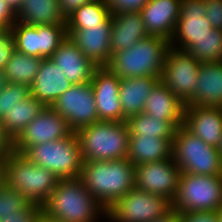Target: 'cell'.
Instances as JSON below:
<instances>
[{"label":"cell","mask_w":222,"mask_h":222,"mask_svg":"<svg viewBox=\"0 0 222 222\" xmlns=\"http://www.w3.org/2000/svg\"><path fill=\"white\" fill-rule=\"evenodd\" d=\"M91 1L93 0H58V4L62 15L67 18L76 9Z\"/></svg>","instance_id":"41"},{"label":"cell","mask_w":222,"mask_h":222,"mask_svg":"<svg viewBox=\"0 0 222 222\" xmlns=\"http://www.w3.org/2000/svg\"><path fill=\"white\" fill-rule=\"evenodd\" d=\"M130 135L155 136L156 138L174 139L177 126L167 120L154 118L145 112L126 119Z\"/></svg>","instance_id":"31"},{"label":"cell","mask_w":222,"mask_h":222,"mask_svg":"<svg viewBox=\"0 0 222 222\" xmlns=\"http://www.w3.org/2000/svg\"><path fill=\"white\" fill-rule=\"evenodd\" d=\"M35 222H61V221L49 217L45 212L42 211Z\"/></svg>","instance_id":"46"},{"label":"cell","mask_w":222,"mask_h":222,"mask_svg":"<svg viewBox=\"0 0 222 222\" xmlns=\"http://www.w3.org/2000/svg\"><path fill=\"white\" fill-rule=\"evenodd\" d=\"M152 222H180L179 213L175 210H172L165 217H162L160 219H155Z\"/></svg>","instance_id":"43"},{"label":"cell","mask_w":222,"mask_h":222,"mask_svg":"<svg viewBox=\"0 0 222 222\" xmlns=\"http://www.w3.org/2000/svg\"><path fill=\"white\" fill-rule=\"evenodd\" d=\"M127 158L135 166L173 158V139L130 135Z\"/></svg>","instance_id":"25"},{"label":"cell","mask_w":222,"mask_h":222,"mask_svg":"<svg viewBox=\"0 0 222 222\" xmlns=\"http://www.w3.org/2000/svg\"><path fill=\"white\" fill-rule=\"evenodd\" d=\"M30 95V87L22 84L6 82L0 91V120Z\"/></svg>","instance_id":"33"},{"label":"cell","mask_w":222,"mask_h":222,"mask_svg":"<svg viewBox=\"0 0 222 222\" xmlns=\"http://www.w3.org/2000/svg\"><path fill=\"white\" fill-rule=\"evenodd\" d=\"M80 178L107 210L135 187V165L128 159L83 161Z\"/></svg>","instance_id":"1"},{"label":"cell","mask_w":222,"mask_h":222,"mask_svg":"<svg viewBox=\"0 0 222 222\" xmlns=\"http://www.w3.org/2000/svg\"><path fill=\"white\" fill-rule=\"evenodd\" d=\"M51 107L66 119L73 132L99 122L91 82L72 85Z\"/></svg>","instance_id":"11"},{"label":"cell","mask_w":222,"mask_h":222,"mask_svg":"<svg viewBox=\"0 0 222 222\" xmlns=\"http://www.w3.org/2000/svg\"><path fill=\"white\" fill-rule=\"evenodd\" d=\"M196 90L185 106L222 108V61L201 62Z\"/></svg>","instance_id":"21"},{"label":"cell","mask_w":222,"mask_h":222,"mask_svg":"<svg viewBox=\"0 0 222 222\" xmlns=\"http://www.w3.org/2000/svg\"><path fill=\"white\" fill-rule=\"evenodd\" d=\"M15 50L14 38L10 29L0 32V69L4 70Z\"/></svg>","instance_id":"37"},{"label":"cell","mask_w":222,"mask_h":222,"mask_svg":"<svg viewBox=\"0 0 222 222\" xmlns=\"http://www.w3.org/2000/svg\"><path fill=\"white\" fill-rule=\"evenodd\" d=\"M16 21L31 25L66 24L58 0H23Z\"/></svg>","instance_id":"27"},{"label":"cell","mask_w":222,"mask_h":222,"mask_svg":"<svg viewBox=\"0 0 222 222\" xmlns=\"http://www.w3.org/2000/svg\"><path fill=\"white\" fill-rule=\"evenodd\" d=\"M21 154L28 161L51 171L59 179L81 175L83 158L75 132L55 141L29 146Z\"/></svg>","instance_id":"6"},{"label":"cell","mask_w":222,"mask_h":222,"mask_svg":"<svg viewBox=\"0 0 222 222\" xmlns=\"http://www.w3.org/2000/svg\"><path fill=\"white\" fill-rule=\"evenodd\" d=\"M180 222H218L216 211L179 213Z\"/></svg>","instance_id":"39"},{"label":"cell","mask_w":222,"mask_h":222,"mask_svg":"<svg viewBox=\"0 0 222 222\" xmlns=\"http://www.w3.org/2000/svg\"><path fill=\"white\" fill-rule=\"evenodd\" d=\"M159 81L160 77L152 76L121 79L119 97L126 119L143 112L146 98Z\"/></svg>","instance_id":"26"},{"label":"cell","mask_w":222,"mask_h":222,"mask_svg":"<svg viewBox=\"0 0 222 222\" xmlns=\"http://www.w3.org/2000/svg\"><path fill=\"white\" fill-rule=\"evenodd\" d=\"M149 0H105L112 15L124 12H140Z\"/></svg>","instance_id":"35"},{"label":"cell","mask_w":222,"mask_h":222,"mask_svg":"<svg viewBox=\"0 0 222 222\" xmlns=\"http://www.w3.org/2000/svg\"><path fill=\"white\" fill-rule=\"evenodd\" d=\"M87 26H112V14L105 0L84 4L66 18V29H87Z\"/></svg>","instance_id":"29"},{"label":"cell","mask_w":222,"mask_h":222,"mask_svg":"<svg viewBox=\"0 0 222 222\" xmlns=\"http://www.w3.org/2000/svg\"><path fill=\"white\" fill-rule=\"evenodd\" d=\"M43 212L61 222H99V217L106 218V209L86 190L80 177L60 179Z\"/></svg>","instance_id":"2"},{"label":"cell","mask_w":222,"mask_h":222,"mask_svg":"<svg viewBox=\"0 0 222 222\" xmlns=\"http://www.w3.org/2000/svg\"><path fill=\"white\" fill-rule=\"evenodd\" d=\"M83 161L126 159L129 129L126 121H99L75 132Z\"/></svg>","instance_id":"4"},{"label":"cell","mask_w":222,"mask_h":222,"mask_svg":"<svg viewBox=\"0 0 222 222\" xmlns=\"http://www.w3.org/2000/svg\"><path fill=\"white\" fill-rule=\"evenodd\" d=\"M31 202L21 193L4 185L0 188V219L27 208Z\"/></svg>","instance_id":"34"},{"label":"cell","mask_w":222,"mask_h":222,"mask_svg":"<svg viewBox=\"0 0 222 222\" xmlns=\"http://www.w3.org/2000/svg\"><path fill=\"white\" fill-rule=\"evenodd\" d=\"M15 22L16 14L4 0H0V27L2 29H10Z\"/></svg>","instance_id":"40"},{"label":"cell","mask_w":222,"mask_h":222,"mask_svg":"<svg viewBox=\"0 0 222 222\" xmlns=\"http://www.w3.org/2000/svg\"><path fill=\"white\" fill-rule=\"evenodd\" d=\"M204 0H182L180 15L170 40V47L187 51L199 39L209 34L213 28L206 19Z\"/></svg>","instance_id":"15"},{"label":"cell","mask_w":222,"mask_h":222,"mask_svg":"<svg viewBox=\"0 0 222 222\" xmlns=\"http://www.w3.org/2000/svg\"><path fill=\"white\" fill-rule=\"evenodd\" d=\"M200 64L187 51L170 47L160 80L185 104L195 93Z\"/></svg>","instance_id":"12"},{"label":"cell","mask_w":222,"mask_h":222,"mask_svg":"<svg viewBox=\"0 0 222 222\" xmlns=\"http://www.w3.org/2000/svg\"><path fill=\"white\" fill-rule=\"evenodd\" d=\"M182 0H149L141 9L148 35L171 40L180 15Z\"/></svg>","instance_id":"19"},{"label":"cell","mask_w":222,"mask_h":222,"mask_svg":"<svg viewBox=\"0 0 222 222\" xmlns=\"http://www.w3.org/2000/svg\"><path fill=\"white\" fill-rule=\"evenodd\" d=\"M217 219H218V222H222V207H220L217 211Z\"/></svg>","instance_id":"48"},{"label":"cell","mask_w":222,"mask_h":222,"mask_svg":"<svg viewBox=\"0 0 222 222\" xmlns=\"http://www.w3.org/2000/svg\"><path fill=\"white\" fill-rule=\"evenodd\" d=\"M10 30L16 51L40 58H50L68 37L66 24L31 25L16 21Z\"/></svg>","instance_id":"10"},{"label":"cell","mask_w":222,"mask_h":222,"mask_svg":"<svg viewBox=\"0 0 222 222\" xmlns=\"http://www.w3.org/2000/svg\"><path fill=\"white\" fill-rule=\"evenodd\" d=\"M184 110L185 104L160 80L146 98L143 112L180 127L184 122Z\"/></svg>","instance_id":"23"},{"label":"cell","mask_w":222,"mask_h":222,"mask_svg":"<svg viewBox=\"0 0 222 222\" xmlns=\"http://www.w3.org/2000/svg\"><path fill=\"white\" fill-rule=\"evenodd\" d=\"M173 159L181 173L222 176V157L217 147L206 144L183 125L173 139Z\"/></svg>","instance_id":"7"},{"label":"cell","mask_w":222,"mask_h":222,"mask_svg":"<svg viewBox=\"0 0 222 222\" xmlns=\"http://www.w3.org/2000/svg\"><path fill=\"white\" fill-rule=\"evenodd\" d=\"M199 62L222 61V30L213 29L209 34L199 39L188 50Z\"/></svg>","instance_id":"32"},{"label":"cell","mask_w":222,"mask_h":222,"mask_svg":"<svg viewBox=\"0 0 222 222\" xmlns=\"http://www.w3.org/2000/svg\"><path fill=\"white\" fill-rule=\"evenodd\" d=\"M222 207V176L181 173L172 209L178 213L217 211Z\"/></svg>","instance_id":"8"},{"label":"cell","mask_w":222,"mask_h":222,"mask_svg":"<svg viewBox=\"0 0 222 222\" xmlns=\"http://www.w3.org/2000/svg\"><path fill=\"white\" fill-rule=\"evenodd\" d=\"M42 59L14 50L3 70L6 82L30 87L40 69Z\"/></svg>","instance_id":"30"},{"label":"cell","mask_w":222,"mask_h":222,"mask_svg":"<svg viewBox=\"0 0 222 222\" xmlns=\"http://www.w3.org/2000/svg\"><path fill=\"white\" fill-rule=\"evenodd\" d=\"M42 211L43 206L31 203L27 208L21 209L16 214L6 215L0 219V222H35Z\"/></svg>","instance_id":"36"},{"label":"cell","mask_w":222,"mask_h":222,"mask_svg":"<svg viewBox=\"0 0 222 222\" xmlns=\"http://www.w3.org/2000/svg\"><path fill=\"white\" fill-rule=\"evenodd\" d=\"M183 126L206 144L218 148L222 139V108L185 106Z\"/></svg>","instance_id":"18"},{"label":"cell","mask_w":222,"mask_h":222,"mask_svg":"<svg viewBox=\"0 0 222 222\" xmlns=\"http://www.w3.org/2000/svg\"><path fill=\"white\" fill-rule=\"evenodd\" d=\"M181 169L173 158L135 166V187L150 194L174 199Z\"/></svg>","instance_id":"13"},{"label":"cell","mask_w":222,"mask_h":222,"mask_svg":"<svg viewBox=\"0 0 222 222\" xmlns=\"http://www.w3.org/2000/svg\"><path fill=\"white\" fill-rule=\"evenodd\" d=\"M148 36L140 12H124L112 15L111 55L127 50L137 41Z\"/></svg>","instance_id":"24"},{"label":"cell","mask_w":222,"mask_h":222,"mask_svg":"<svg viewBox=\"0 0 222 222\" xmlns=\"http://www.w3.org/2000/svg\"><path fill=\"white\" fill-rule=\"evenodd\" d=\"M73 131L52 107H45L13 141V151L21 154L27 147L68 137Z\"/></svg>","instance_id":"14"},{"label":"cell","mask_w":222,"mask_h":222,"mask_svg":"<svg viewBox=\"0 0 222 222\" xmlns=\"http://www.w3.org/2000/svg\"><path fill=\"white\" fill-rule=\"evenodd\" d=\"M120 81L121 79L107 67H98L95 70L91 85L99 121H126L119 97Z\"/></svg>","instance_id":"16"},{"label":"cell","mask_w":222,"mask_h":222,"mask_svg":"<svg viewBox=\"0 0 222 222\" xmlns=\"http://www.w3.org/2000/svg\"><path fill=\"white\" fill-rule=\"evenodd\" d=\"M6 159L3 158L0 160V188L5 185V166H6Z\"/></svg>","instance_id":"45"},{"label":"cell","mask_w":222,"mask_h":222,"mask_svg":"<svg viewBox=\"0 0 222 222\" xmlns=\"http://www.w3.org/2000/svg\"><path fill=\"white\" fill-rule=\"evenodd\" d=\"M13 152V141L4 131L2 121L0 120V160L7 158Z\"/></svg>","instance_id":"42"},{"label":"cell","mask_w":222,"mask_h":222,"mask_svg":"<svg viewBox=\"0 0 222 222\" xmlns=\"http://www.w3.org/2000/svg\"><path fill=\"white\" fill-rule=\"evenodd\" d=\"M172 210L169 199L134 187L106 210V218L108 222H152Z\"/></svg>","instance_id":"9"},{"label":"cell","mask_w":222,"mask_h":222,"mask_svg":"<svg viewBox=\"0 0 222 222\" xmlns=\"http://www.w3.org/2000/svg\"><path fill=\"white\" fill-rule=\"evenodd\" d=\"M4 1L15 14L19 11L23 3V0H4Z\"/></svg>","instance_id":"44"},{"label":"cell","mask_w":222,"mask_h":222,"mask_svg":"<svg viewBox=\"0 0 222 222\" xmlns=\"http://www.w3.org/2000/svg\"><path fill=\"white\" fill-rule=\"evenodd\" d=\"M170 41L161 36L148 35L127 50L112 54L108 65L120 79L131 77H161Z\"/></svg>","instance_id":"3"},{"label":"cell","mask_w":222,"mask_h":222,"mask_svg":"<svg viewBox=\"0 0 222 222\" xmlns=\"http://www.w3.org/2000/svg\"><path fill=\"white\" fill-rule=\"evenodd\" d=\"M59 180L54 173L28 161L22 154L13 151L6 159L5 185L31 203L43 206Z\"/></svg>","instance_id":"5"},{"label":"cell","mask_w":222,"mask_h":222,"mask_svg":"<svg viewBox=\"0 0 222 222\" xmlns=\"http://www.w3.org/2000/svg\"><path fill=\"white\" fill-rule=\"evenodd\" d=\"M50 59L59 66L61 72L73 85L91 82L98 68L68 37L59 45Z\"/></svg>","instance_id":"20"},{"label":"cell","mask_w":222,"mask_h":222,"mask_svg":"<svg viewBox=\"0 0 222 222\" xmlns=\"http://www.w3.org/2000/svg\"><path fill=\"white\" fill-rule=\"evenodd\" d=\"M46 106L31 94L21 100L9 114L1 120L4 131L14 141L25 127L38 116Z\"/></svg>","instance_id":"28"},{"label":"cell","mask_w":222,"mask_h":222,"mask_svg":"<svg viewBox=\"0 0 222 222\" xmlns=\"http://www.w3.org/2000/svg\"><path fill=\"white\" fill-rule=\"evenodd\" d=\"M67 36L87 59L98 67H106L111 58V26H87L66 29Z\"/></svg>","instance_id":"17"},{"label":"cell","mask_w":222,"mask_h":222,"mask_svg":"<svg viewBox=\"0 0 222 222\" xmlns=\"http://www.w3.org/2000/svg\"><path fill=\"white\" fill-rule=\"evenodd\" d=\"M5 84H6V79L4 76V71L0 69V91L3 89Z\"/></svg>","instance_id":"47"},{"label":"cell","mask_w":222,"mask_h":222,"mask_svg":"<svg viewBox=\"0 0 222 222\" xmlns=\"http://www.w3.org/2000/svg\"><path fill=\"white\" fill-rule=\"evenodd\" d=\"M72 85L59 66L50 58H43L35 80L30 86V94L45 106L51 107Z\"/></svg>","instance_id":"22"},{"label":"cell","mask_w":222,"mask_h":222,"mask_svg":"<svg viewBox=\"0 0 222 222\" xmlns=\"http://www.w3.org/2000/svg\"><path fill=\"white\" fill-rule=\"evenodd\" d=\"M206 19L213 29L222 30V0H204Z\"/></svg>","instance_id":"38"},{"label":"cell","mask_w":222,"mask_h":222,"mask_svg":"<svg viewBox=\"0 0 222 222\" xmlns=\"http://www.w3.org/2000/svg\"><path fill=\"white\" fill-rule=\"evenodd\" d=\"M218 149H219V152H220L221 157H222V139H221V143H220Z\"/></svg>","instance_id":"49"}]
</instances>
